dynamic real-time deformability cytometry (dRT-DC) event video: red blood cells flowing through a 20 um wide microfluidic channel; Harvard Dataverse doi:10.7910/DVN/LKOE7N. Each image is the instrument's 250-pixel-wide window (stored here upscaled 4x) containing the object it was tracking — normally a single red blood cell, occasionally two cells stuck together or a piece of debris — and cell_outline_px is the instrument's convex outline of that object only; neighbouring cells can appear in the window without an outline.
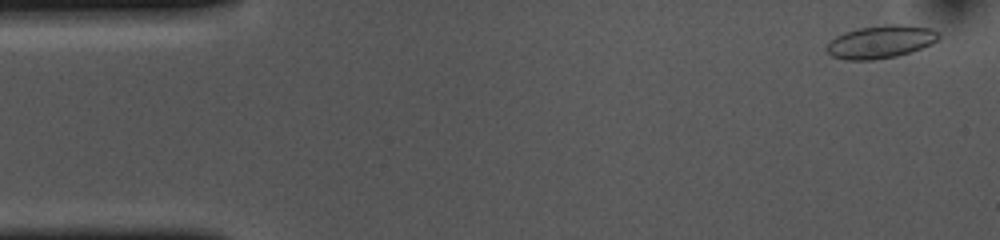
{"species": "common noctule bat (a hibernating species)", "species_latin": "Nyctalus noctula", "temperature_condition": "cold", "stored_images_in_passage": 53, "camera_frame_rate_fps": 3000, "um_per_image_px": 0.085, "animal": {"sex": "female", "body_mass_g": 10.0, "forearm_length_mm": 53.1}, "frame": {"image": 1, "passage_image": 2, "time_ms": 0.333, "image_size_px": [1000, 240], "cell_outline_px": [[940, 36], [936, 40], [912, 52], [896, 56], [872, 60], [844, 60], [832, 56], [824, 48], [836, 36], [844, 32], [860, 28], [884, 24], [904, 24], [932, 28], [940, 32]], "centroid_in_image_um": [74.86, 3.54], "position_along_channel_um": 10.1, "area_um2": 21.5}}
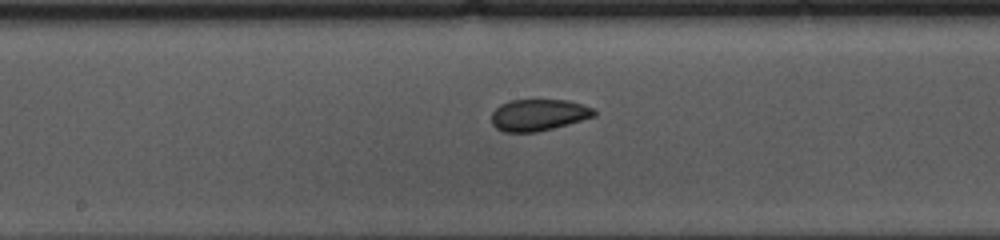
{"frame": {"image": 2, "passage_image": 26, "time_ms": 8.333, "image_size_px": [1000, 240], "cell_outline_px": [[596, 116], [568, 124], [536, 132], [504, 132], [496, 128], [492, 124], [492, 112], [500, 104], [512, 100], [568, 100], [592, 108], [596, 112]], "centroid_in_image_um": [45.75, 9.77], "position_along_channel_um": 202.4, "area_um2": 18.79}}
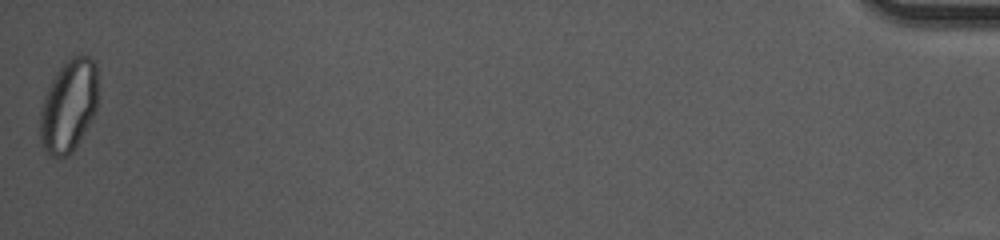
{"frame": {"image": 3, "passage_image": 53, "time_ms": 17.333, "image_size_px": [1000, 240], "cell_outline_px": [[96, 112], [72, 152], [68, 156], [48, 156], [44, 148], [40, 136], [40, 112], [44, 96], [56, 72], [64, 60], [72, 56], [88, 56], [96, 60]], "centroid_in_image_um": [5.83, 8.97], "position_along_channel_um": 429.4, "area_um2": 31.1}, "authors_computed_cell_mechanics": {"area_um2": 20.4612, "velocity_mm_per_s": 3.6594, "shape_relaxation_time_tau1_ms": 9.0064, "shape_relaxation_time_tau2_ms": 2.0551, "deformation_change_tau1": 0.132, "deformation_change_tau2": 0.0707}}